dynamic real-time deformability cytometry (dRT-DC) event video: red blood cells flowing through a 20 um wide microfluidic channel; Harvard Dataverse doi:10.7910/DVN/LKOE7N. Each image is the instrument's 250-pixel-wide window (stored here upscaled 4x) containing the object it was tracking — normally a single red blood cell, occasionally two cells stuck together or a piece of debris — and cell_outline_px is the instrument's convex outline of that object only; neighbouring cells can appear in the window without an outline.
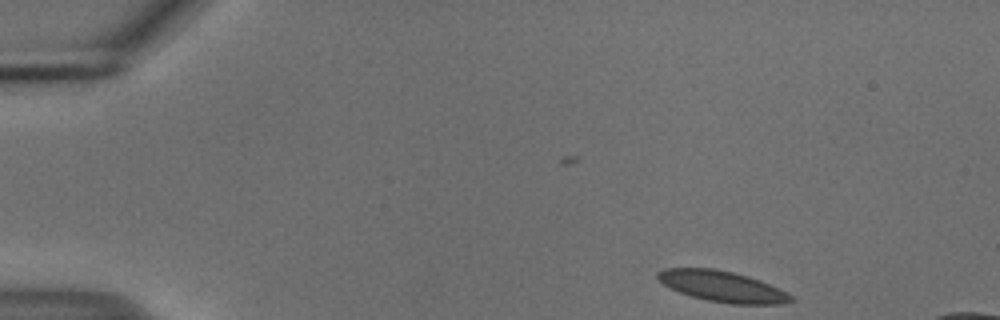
{"species": "common noctule bat (a hibernating species)", "species_latin": "Nyctalus noctula", "temperature_condition": "cold", "stored_images_in_passage": 48, "camera_frame_rate_fps": 3000, "um_per_image_px": 0.085, "animal": {"sex": "male", "body_mass_g": 18.8}, "frame": {"image": 1, "passage_image": 1, "time_ms": 0.0, "image_size_px": [1000, 320], "cell_outline_px": [[796, 300], [784, 304], [732, 304], [708, 300], [692, 296], [680, 292], [664, 284], [656, 276], [656, 272], [664, 268], [712, 268], [732, 272], [748, 276], [760, 280], [792, 296]], "centroid_in_image_um": [61.39, 24.34], "position_along_channel_um": 23.6, "area_um2": 23.64}}
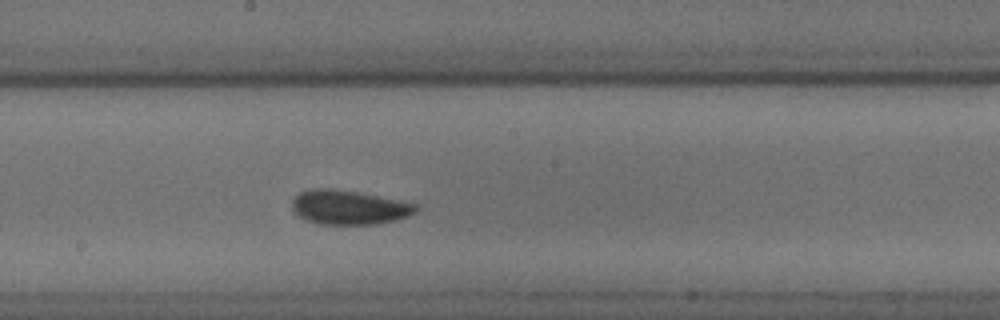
{"frame": {"image": 2, "passage_image": 24, "time_ms": 7.667, "image_size_px": [1000, 320], "cell_outline_px": [[420, 208], [416, 212], [408, 216], [396, 220], [376, 224], [320, 224], [296, 216], [292, 208], [292, 200], [300, 192], [312, 188], [328, 188], [356, 192], [416, 204]], "centroid_in_image_um": [29.63, 17.63], "position_along_channel_um": 218.6, "area_um2": 24.57}}
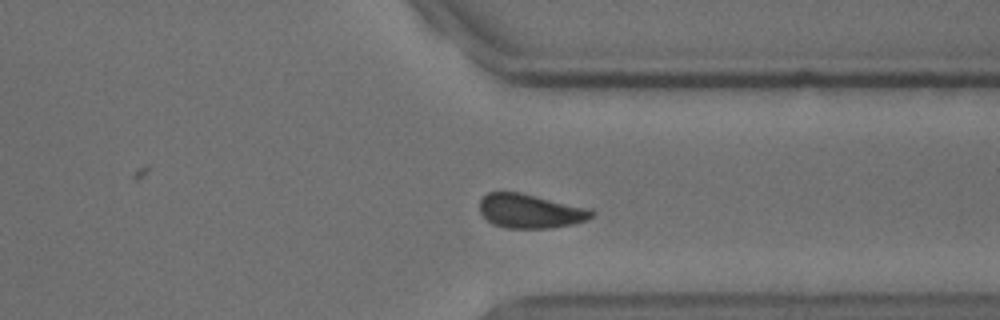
{"frame": {"image": 3, "passage_image": 36, "time_ms": 11.667, "image_size_px": [1000, 320], "cell_outline_px": [[596, 212], [588, 220], [572, 224], [552, 228], [504, 228], [492, 224], [480, 212], [480, 200], [488, 192], [520, 192], [588, 208]], "centroid_in_image_um": [45.07, 17.95], "position_along_channel_um": 366.3, "area_um2": 22.25}, "authors_computed_cell_mechanics": {"area_um2": 23.2934, "velocity_mm_per_s": 3.6961, "shape_relaxation_time_tau1_ms": 4.1645, "shape_relaxation_time_tau2_ms": 6.4096, "deformation_change_tau1": 0.1059, "deformation_change_tau2": 0.0814}}